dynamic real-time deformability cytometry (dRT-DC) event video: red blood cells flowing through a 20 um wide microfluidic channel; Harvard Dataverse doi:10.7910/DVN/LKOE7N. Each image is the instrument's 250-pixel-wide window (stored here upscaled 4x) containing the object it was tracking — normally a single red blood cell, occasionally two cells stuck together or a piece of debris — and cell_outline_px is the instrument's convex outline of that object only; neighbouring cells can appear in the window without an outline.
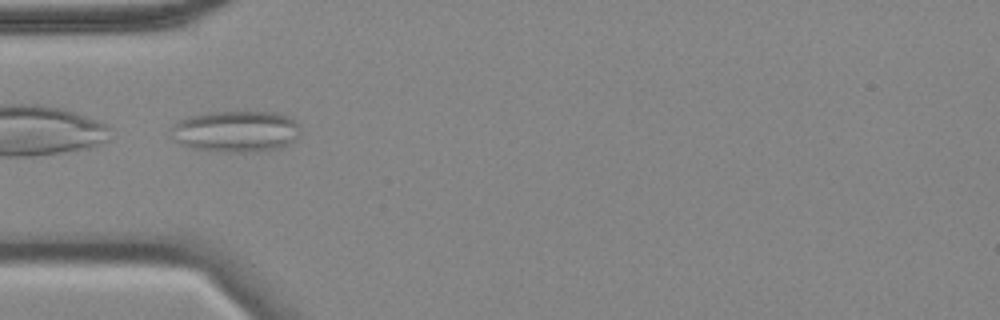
{"species": "common noctule bat (a hibernating species)", "species_latin": "Nyctalus noctula", "temperature_condition": "cold", "stored_images_in_passage": 39, "camera_frame_rate_fps": 3000, "um_per_image_px": 0.085, "animal": {"sex": "female", "body_mass_g": 18.4}, "frame": {"image": 1, "passage_image": 1, "time_ms": 0.0, "image_size_px": [1000, 320], "cell_outline_px": [[300, 132], [292, 140], [280, 148], [256, 152], [224, 152], [188, 148], [176, 140], [168, 128], [172, 124], [180, 120], [192, 116], [208, 112], [280, 112], [288, 116], [300, 124]], "centroid_in_image_um": [20.04, 11.17], "position_along_channel_um": 65.0, "area_um2": 31.39}, "authors_computed_cell_mechanics": {"area_um2": 22.1952, "velocity_mm_per_s": 3.5212, "shape_relaxation_time_tau1_ms": null, "shape_relaxation_time_tau2_ms": 2.4775, "deformation_change_tau1": null, "deformation_change_tau2": 0.0946}}